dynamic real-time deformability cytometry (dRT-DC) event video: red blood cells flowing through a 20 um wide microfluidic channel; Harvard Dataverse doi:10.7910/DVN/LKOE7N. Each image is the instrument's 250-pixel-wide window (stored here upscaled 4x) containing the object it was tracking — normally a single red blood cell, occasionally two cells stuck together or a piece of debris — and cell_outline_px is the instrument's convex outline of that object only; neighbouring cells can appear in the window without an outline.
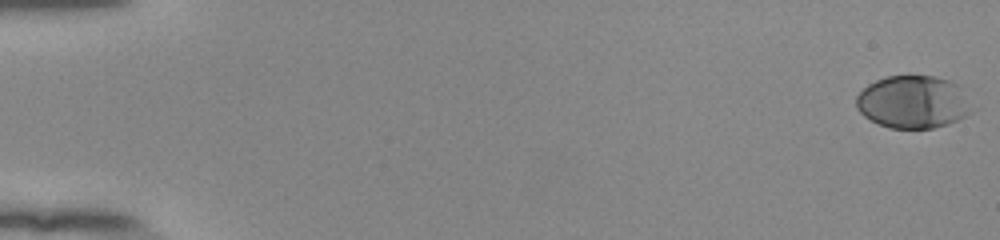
{"species": "human", "species_latin": "Homo sapiens", "temperature_condition": "room temperature", "stored_images_in_passage": 55, "camera_frame_rate_fps": 3000, "um_per_image_px": 0.085, "donor": {"sex": "female"}, "frame": {"image": 1, "passage_image": 1, "time_ms": 0.0, "image_size_px": [1000, 240], "cell_outline_px": [[976, 108], [972, 112], [948, 124], [932, 128], [888, 128], [864, 116], [856, 108], [856, 96], [868, 84], [876, 80], [888, 76], [932, 76], [948, 80], [960, 84]], "centroid_in_image_um": [77.67, 8.66], "position_along_channel_um": 7.3, "area_um2": 35.84}}
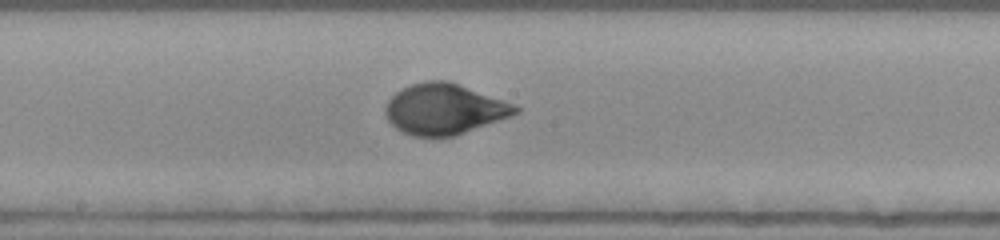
{"frame": {"image": 2, "passage_image": 31, "time_ms": 10.0, "image_size_px": [1000, 240], "cell_outline_px": [[520, 112], [512, 116], [452, 136], [412, 136], [396, 128], [388, 120], [384, 112], [384, 108], [388, 100], [400, 88], [424, 80], [448, 80], [460, 84], [504, 100], [520, 108]], "centroid_in_image_um": [37.74, 9.25], "position_along_channel_um": 210.5, "area_um2": 38.32}}
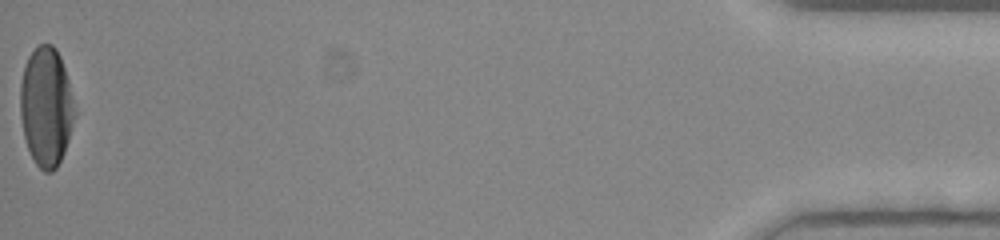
{"frame": {"image": 3, "passage_image": 55, "time_ms": 18.0, "image_size_px": [1000, 240], "cell_outline_px": [[76, 112], [68, 140], [64, 152], [56, 168], [52, 172], [44, 172], [36, 164], [28, 148], [24, 136], [20, 116], [20, 84], [24, 64], [28, 56], [36, 44], [52, 44], [56, 48], [60, 56], [68, 80]], "centroid_in_image_um": [3.91, 9.04], "position_along_channel_um": 431.3, "area_um2": 37.92}, "authors_computed_cell_mechanics": {"area_um2": 36.5296, "velocity_mm_per_s": 3.8854, "shape_relaxation_time_tau1_ms": 3.7341, "shape_relaxation_time_tau2_ms": null, "deformation_change_tau1": 0.1977, "deformation_change_tau2": null}}